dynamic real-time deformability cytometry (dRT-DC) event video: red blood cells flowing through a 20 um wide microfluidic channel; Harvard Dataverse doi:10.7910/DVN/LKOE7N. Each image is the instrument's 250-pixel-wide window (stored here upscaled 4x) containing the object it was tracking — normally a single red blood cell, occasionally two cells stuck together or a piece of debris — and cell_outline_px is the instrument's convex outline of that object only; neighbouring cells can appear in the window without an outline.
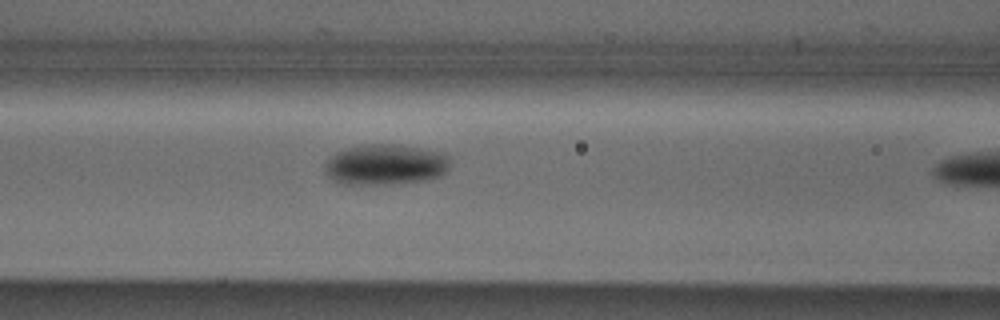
{"species": "Egyptian fruit bat (a non-hibernating species)", "species_latin": "Rousettus aegyptiacus", "temperature_condition": "cold", "stored_images_in_passage": 11, "camera_frame_rate_fps": 3000, "um_per_image_px": 0.085, "animal": {"sex": "male"}, "frame": {"image": 1, "passage_image": 10, "time_ms": 3.0, "image_size_px": [1000, 320], "cell_outline_px": [[448, 168], [440, 176], [424, 180], [368, 184], [348, 184], [336, 180], [328, 176], [324, 168], [328, 160], [336, 152], [360, 144], [392, 144], [420, 148], [444, 152], [448, 156]], "centroid_in_image_um": [32.76, 13.96], "position_along_channel_um": 133.8, "area_um2": 29.07}}